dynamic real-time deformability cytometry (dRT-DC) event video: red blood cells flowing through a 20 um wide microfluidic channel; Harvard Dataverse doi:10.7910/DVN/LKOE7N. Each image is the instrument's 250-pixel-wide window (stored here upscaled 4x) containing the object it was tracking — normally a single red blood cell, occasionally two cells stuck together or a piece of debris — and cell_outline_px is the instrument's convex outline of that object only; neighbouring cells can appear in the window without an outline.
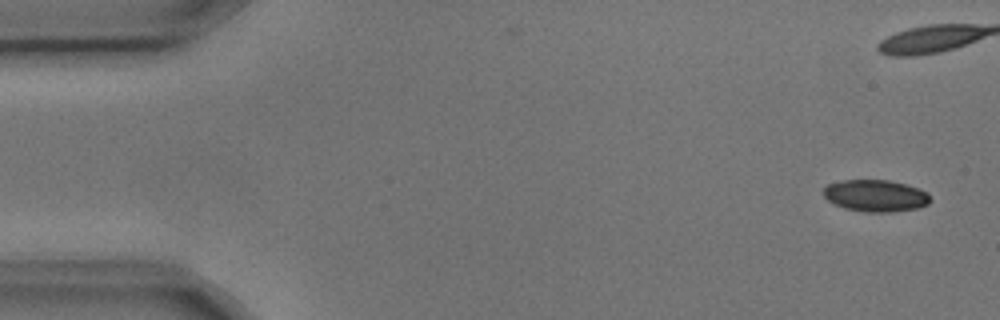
{"species": "common noctule bat (a hibernating species)", "species_latin": "Nyctalus noctula", "temperature_condition": "cold", "stored_images_in_passage": 6, "camera_frame_rate_fps": 3000, "um_per_image_px": 0.085, "animal": {"sex": "male", "body_mass_g": 17.9, "forearm_length_mm": 54.2}, "frame": {"image": 1, "passage_image": 1, "time_ms": 0.0, "image_size_px": [1000, 320], "cell_outline_px": [[932, 200], [928, 204], [916, 208], [892, 212], [864, 212], [844, 208], [832, 204], [824, 196], [824, 188], [828, 184], [844, 180], [888, 180], [904, 184], [928, 192]], "centroid_in_image_um": [74.42, 16.64], "position_along_channel_um": 10.6, "area_um2": 19.83}}
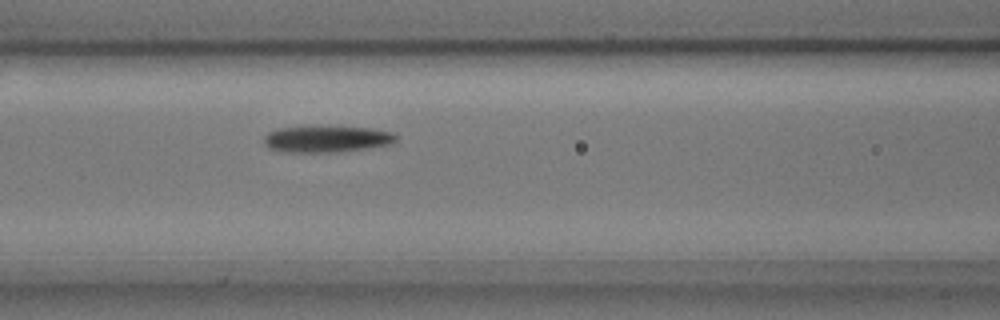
{"frame": {"image": 2, "passage_image": 6, "time_ms": 1.667, "image_size_px": [1000, 320], "cell_outline_px": [[396, 140], [388, 144], [364, 148], [332, 152], [284, 152], [268, 148], [264, 144], [264, 136], [268, 132], [280, 128], [368, 128], [392, 132], [396, 136]], "centroid_in_image_um": [27.7, 11.84], "position_along_channel_um": 138.9, "area_um2": 19.54}}